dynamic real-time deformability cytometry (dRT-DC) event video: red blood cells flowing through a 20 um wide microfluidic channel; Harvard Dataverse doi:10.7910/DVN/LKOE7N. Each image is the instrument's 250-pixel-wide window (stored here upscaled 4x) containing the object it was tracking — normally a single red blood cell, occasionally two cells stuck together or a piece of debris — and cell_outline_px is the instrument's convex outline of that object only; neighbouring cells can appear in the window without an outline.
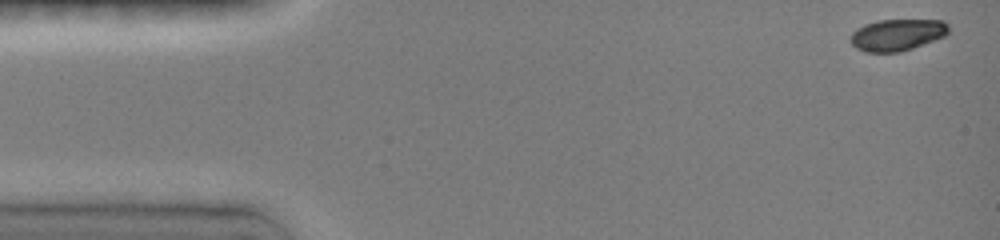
{"species": "common noctule bat (a hibernating species)", "species_latin": "Nyctalus noctula", "temperature_condition": "room temperature", "stored_images_in_passage": 43, "camera_frame_rate_fps": 3000, "um_per_image_px": 0.085, "animal": {"sex": "female", "body_mass_g": 19.0, "forearm_length_mm": 51.5}, "frame": {"image": 1, "passage_image": 1, "time_ms": 0.0, "image_size_px": [1000, 240], "cell_outline_px": [[948, 32], [944, 36], [912, 48], [900, 52], [864, 52], [856, 48], [852, 44], [852, 32], [864, 24], [880, 20], [944, 20], [948, 24]], "centroid_in_image_um": [76.26, 2.96], "position_along_channel_um": 8.7, "area_um2": 17.92}}
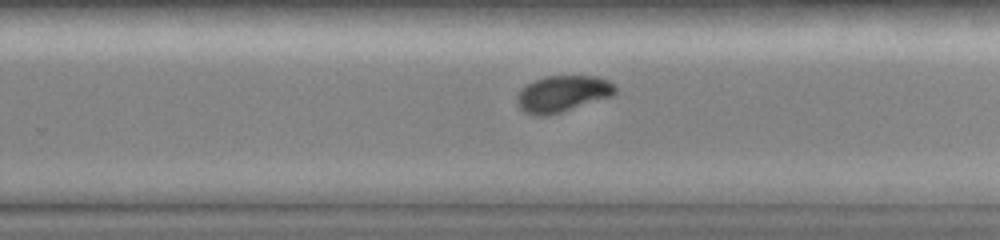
{"frame": {"image": 2, "passage_image": 30, "time_ms": 9.667, "image_size_px": [1000, 240], "cell_outline_px": [[616, 92], [612, 96], [548, 116], [536, 116], [524, 112], [520, 108], [516, 100], [516, 96], [528, 84], [544, 76], [596, 76], [608, 80], [616, 88]], "centroid_in_image_um": [47.81, 7.98], "position_along_channel_um": 282.0, "area_um2": 20.63}}
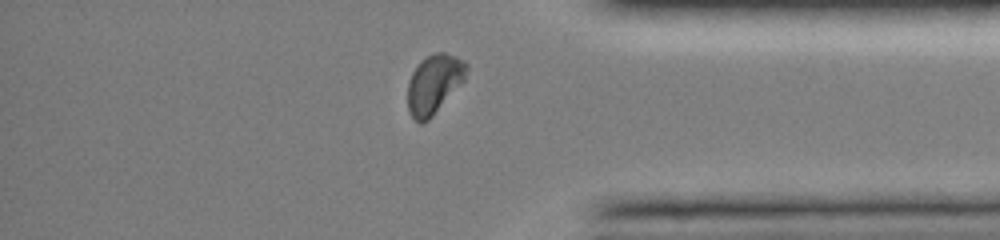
{"frame": {"image": 3, "passage_image": 39, "time_ms": 12.667, "image_size_px": [1000, 240], "cell_outline_px": [[468, 68], [464, 80], [432, 116], [424, 124], [420, 124], [408, 112], [408, 80], [412, 72], [420, 60], [436, 52], [444, 52], [456, 56], [464, 60], [468, 64]], "centroid_in_image_um": [36.89, 7.13], "position_along_channel_um": 398.3, "area_um2": 20.23}, "authors_computed_cell_mechanics": {"area_um2": 20.2878, "velocity_mm_per_s": 4.0347, "shape_relaxation_time_tau1_ms": 3.0903, "shape_relaxation_time_tau2_ms": 4.4536, "deformation_change_tau1": 0.1306, "deformation_change_tau2": 0.0462}}